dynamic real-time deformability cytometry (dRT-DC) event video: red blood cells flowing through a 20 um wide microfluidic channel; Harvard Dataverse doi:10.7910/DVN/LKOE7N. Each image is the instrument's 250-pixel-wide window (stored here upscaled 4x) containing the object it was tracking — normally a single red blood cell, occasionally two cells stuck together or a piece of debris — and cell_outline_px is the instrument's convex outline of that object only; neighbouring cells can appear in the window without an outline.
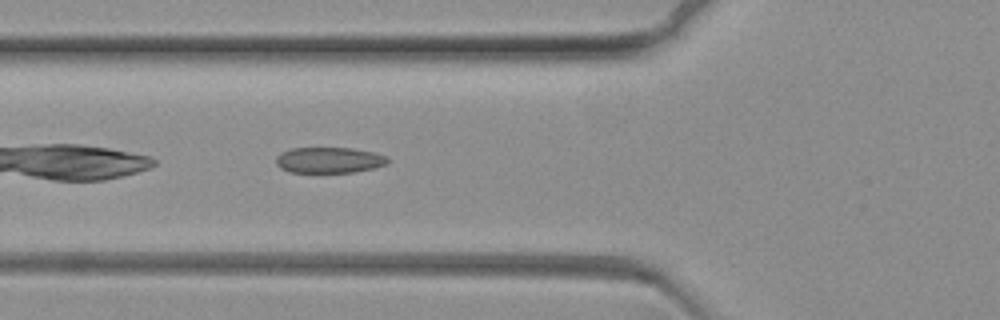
{"species": "common noctule bat (a hibernating species)", "species_latin": "Nyctalus noctula", "temperature_condition": "warm", "stored_images_in_passage": 47, "camera_frame_rate_fps": 3000, "um_per_image_px": 0.085, "animal": {"sex": "female", "body_mass_g": 19.3, "forearm_length_mm": 54.1}, "frame": {"image": 1, "passage_image": 5, "time_ms": 1.333, "image_size_px": [1000, 320], "cell_outline_px": [[388, 164], [376, 168], [352, 172], [288, 172], [280, 168], [276, 164], [276, 156], [280, 152], [292, 148], [352, 148], [376, 152], [388, 156]], "centroid_in_image_um": [28.0, 13.6], "position_along_channel_um": 97.8, "area_um2": 17.05}}
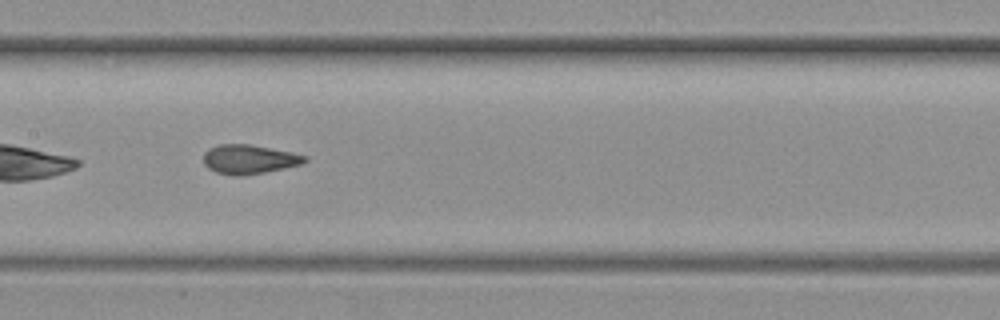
{"frame": {"image": 2, "passage_image": 14, "time_ms": 4.333, "image_size_px": [1000, 320], "cell_outline_px": [[308, 160], [300, 164], [284, 168], [264, 172], [240, 176], [236, 176], [216, 172], [208, 168], [204, 164], [204, 152], [208, 148], [220, 144], [248, 144], [292, 152], [308, 156]], "centroid_in_image_um": [21.16, 13.53], "position_along_channel_um": 186.2, "area_um2": 17.17}}
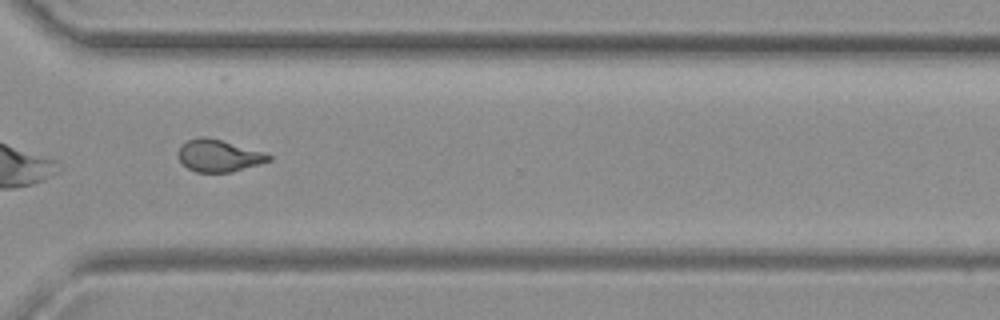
{"frame": {"image": 3, "passage_image": 31, "time_ms": 10.0, "image_size_px": [1000, 320], "cell_outline_px": [[272, 160], [260, 164], [232, 172], [196, 172], [188, 168], [180, 160], [180, 144], [196, 136], [204, 136], [220, 140], [264, 152], [272, 156]], "centroid_in_image_um": [18.61, 13.23], "position_along_channel_um": 352.0, "area_um2": 16.76}}